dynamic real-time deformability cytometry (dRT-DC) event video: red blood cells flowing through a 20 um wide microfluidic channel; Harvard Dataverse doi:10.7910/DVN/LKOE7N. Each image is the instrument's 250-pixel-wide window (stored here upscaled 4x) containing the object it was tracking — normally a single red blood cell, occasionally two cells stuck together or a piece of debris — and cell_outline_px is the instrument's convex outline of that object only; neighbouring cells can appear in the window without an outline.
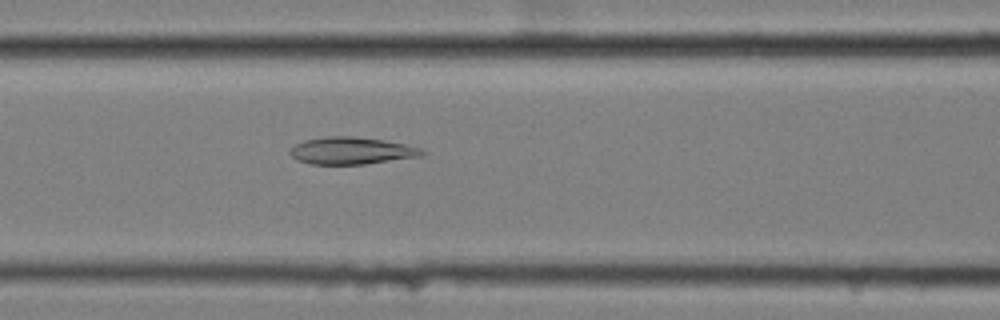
{"species": "common noctule bat (a hibernating species)", "species_latin": "Nyctalus noctula", "temperature_condition": "cold", "stored_images_in_passage": 46, "camera_frame_rate_fps": 3000, "um_per_image_px": 0.085, "animal": {"sex": "female", "body_mass_g": 25.1}, "frame": {"image": 1, "passage_image": 12, "time_ms": 3.667, "image_size_px": [1000, 320], "cell_outline_px": [[428, 152], [420, 156], [364, 164], [312, 164], [296, 160], [288, 152], [296, 144], [304, 140], [324, 136], [352, 136], [384, 140], [404, 144], [420, 148]], "centroid_in_image_um": [29.86, 12.8], "position_along_channel_um": 136.7, "area_um2": 20.81}}
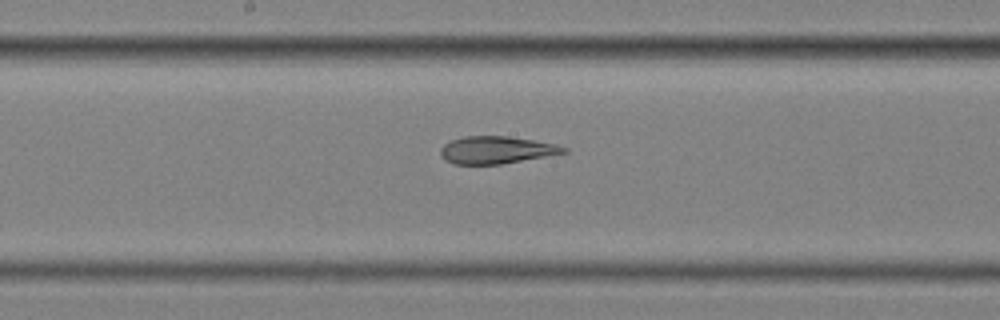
{"frame": {"image": 2, "passage_image": 18, "time_ms": 5.667, "image_size_px": [1000, 320], "cell_outline_px": [[568, 152], [500, 164], [456, 164], [440, 156], [440, 148], [444, 144], [452, 140], [464, 136], [508, 136], [556, 144], [568, 148]], "centroid_in_image_um": [42.19, 12.74], "position_along_channel_um": 206.0, "area_um2": 19.42}}
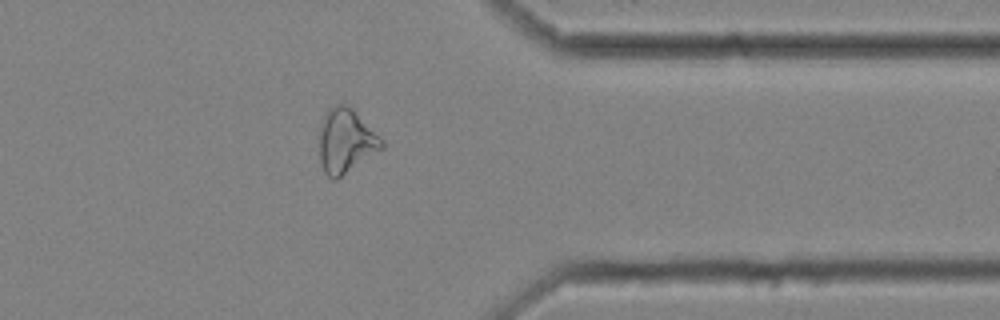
{"frame": {"image": 3, "passage_image": 34, "time_ms": 11.0, "image_size_px": [1000, 320], "cell_outline_px": [[384, 148], [336, 180], [332, 180], [324, 172], [320, 160], [320, 128], [324, 112], [336, 104], [348, 104], [384, 140]], "centroid_in_image_um": [29.41, 11.98], "position_along_channel_um": 382.0, "area_um2": 23.47}, "authors_computed_cell_mechanics": {"area_um2": 22.0218, "velocity_mm_per_s": 3.475, "shape_relaxation_time_tau1_ms": null, "shape_relaxation_time_tau2_ms": 3.7721, "deformation_change_tau1": null, "deformation_change_tau2": 0.1217}}